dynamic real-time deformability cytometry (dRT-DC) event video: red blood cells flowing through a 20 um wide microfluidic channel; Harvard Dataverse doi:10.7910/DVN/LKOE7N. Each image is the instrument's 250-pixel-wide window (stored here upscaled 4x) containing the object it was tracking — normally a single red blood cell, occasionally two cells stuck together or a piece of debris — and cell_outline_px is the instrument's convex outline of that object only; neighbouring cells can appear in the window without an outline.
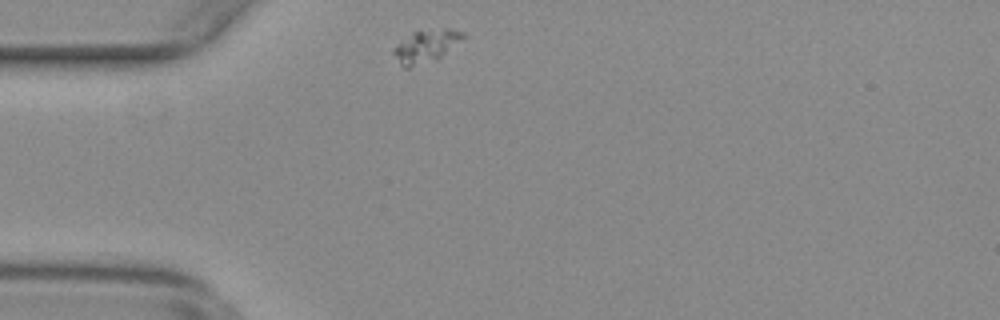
{"species": "common noctule bat (a hibernating species)", "species_latin": "Nyctalus noctula", "temperature_condition": "warm", "stored_images_in_passage": 34, "camera_frame_rate_fps": 3000, "um_per_image_px": 0.085, "animal": {"sex": "female", "body_mass_g": 29.2, "forearm_length_mm": 56.3}, "frame": {"image": 1, "passage_image": 1, "time_ms": 0.0, "image_size_px": [1000, 320], "cell_outline_px": [[464, 36], [436, 60], [408, 68], [404, 68], [400, 64], [392, 52], [392, 48], [412, 32], [444, 28], [452, 28], [464, 32]], "centroid_in_image_um": [36.16, 3.92], "position_along_channel_um": 48.8, "area_um2": 12.95}}
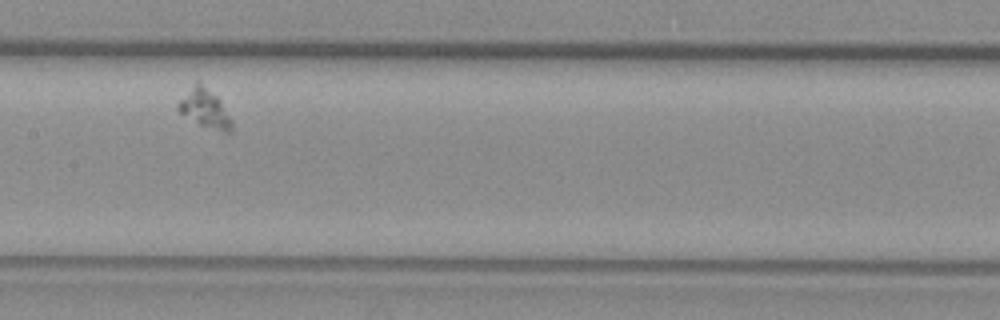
{"frame": {"image": 2, "passage_image": 15, "time_ms": 4.667, "image_size_px": [1000, 320], "cell_outline_px": [[232, 132], [224, 132], [200, 124], [180, 112], [176, 108], [176, 104], [196, 80], [200, 80], [220, 100], [232, 120]], "centroid_in_image_um": [17.41, 9.17], "position_along_channel_um": 190.0, "area_um2": 11.91}}
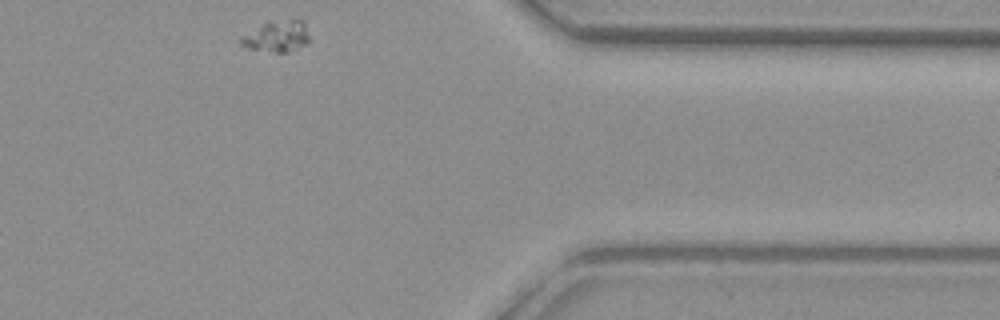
{"frame": {"image": 3, "passage_image": 34, "time_ms": 11.0, "image_size_px": [1000, 320], "cell_outline_px": [[308, 40], [304, 44], [288, 52], [276, 52], [248, 48], [240, 44], [240, 36], [268, 20], [300, 20], [304, 24], [308, 36]], "centroid_in_image_um": [23.47, 3.07], "position_along_channel_um": 387.9, "area_um2": 12.25}}